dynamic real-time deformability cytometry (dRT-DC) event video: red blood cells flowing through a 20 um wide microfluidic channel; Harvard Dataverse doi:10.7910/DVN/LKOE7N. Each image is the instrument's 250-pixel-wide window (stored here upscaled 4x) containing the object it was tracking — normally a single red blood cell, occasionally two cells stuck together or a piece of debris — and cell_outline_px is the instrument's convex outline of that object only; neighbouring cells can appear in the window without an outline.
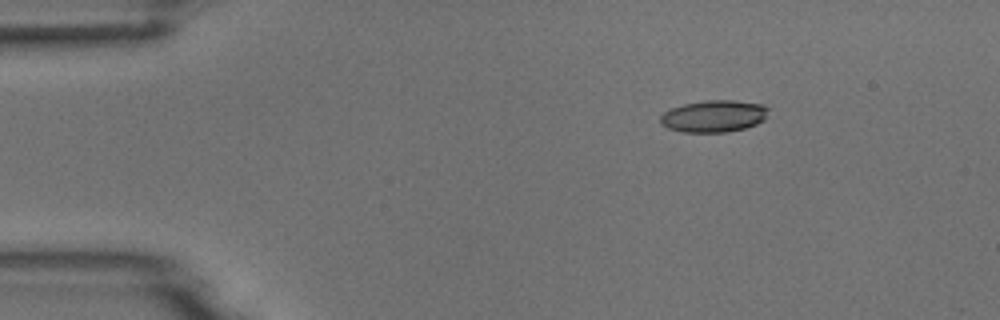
{"species": "common noctule bat (a hibernating species)", "species_latin": "Nyctalus noctula", "temperature_condition": "room temperature", "stored_images_in_passage": 4, "camera_frame_rate_fps": 3000, "um_per_image_px": 0.085, "animal": {"sex": "male", "body_mass_g": 18.8}, "frame": {"image": 1, "passage_image": 2, "time_ms": 2.0, "image_size_px": [1000, 320], "cell_outline_px": [[768, 108], [764, 120], [756, 124], [744, 128], [724, 132], [684, 132], [668, 128], [660, 124], [660, 116], [664, 112], [672, 108], [684, 104], [704, 100], [736, 100], [764, 104]], "centroid_in_image_um": [60.67, 9.86], "position_along_channel_um": 24.3, "area_um2": 20.11}}